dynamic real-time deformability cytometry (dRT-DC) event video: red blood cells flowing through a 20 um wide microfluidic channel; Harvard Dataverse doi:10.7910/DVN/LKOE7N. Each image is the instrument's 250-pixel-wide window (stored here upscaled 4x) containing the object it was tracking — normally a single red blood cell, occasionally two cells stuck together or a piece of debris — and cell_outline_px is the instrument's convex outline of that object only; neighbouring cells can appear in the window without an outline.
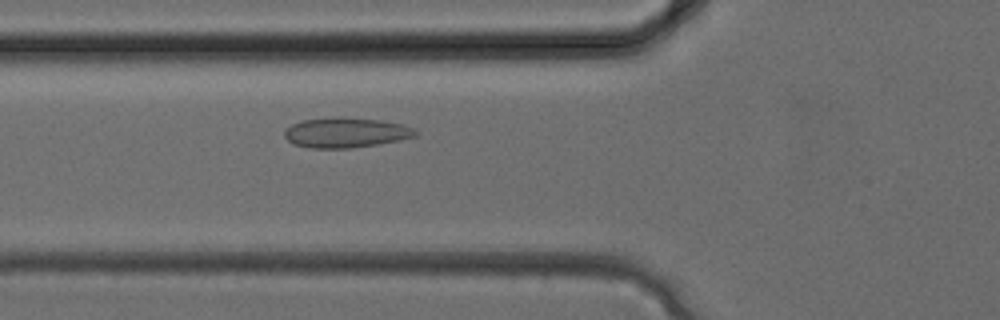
{"species": "common noctule bat (a hibernating species)", "species_latin": "Nyctalus noctula", "temperature_condition": "cold", "stored_images_in_passage": 31, "camera_frame_rate_fps": 3000, "um_per_image_px": 0.085, "animal": {"sex": "female", "body_mass_g": 24.6, "forearm_length_mm": 56.2}, "frame": {"image": 1, "passage_image": 11, "time_ms": 3.333, "image_size_px": [1000, 320], "cell_outline_px": [[420, 132], [416, 136], [400, 140], [352, 148], [312, 148], [292, 144], [284, 136], [284, 132], [292, 124], [304, 120], [336, 116], [340, 116], [380, 120], [404, 124]], "centroid_in_image_um": [29.42, 11.26], "position_along_channel_um": 96.4, "area_um2": 23.06}}
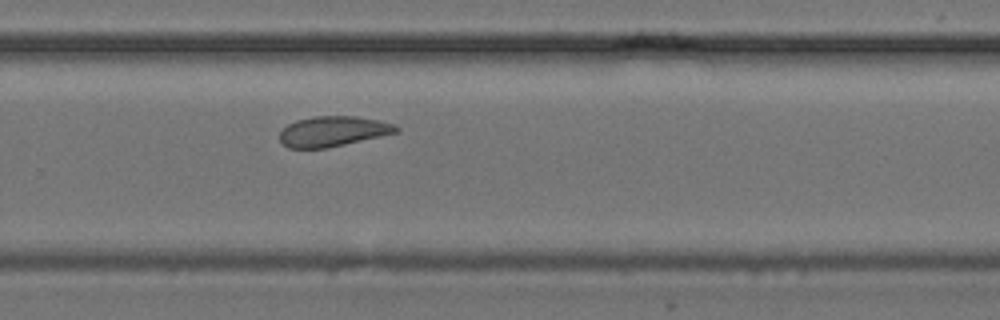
{"frame": {"image": 2, "passage_image": 21, "time_ms": 6.667, "image_size_px": [1000, 320], "cell_outline_px": [[400, 132], [328, 148], [288, 148], [280, 140], [280, 132], [288, 124], [296, 120], [316, 116], [356, 116], [380, 120], [392, 124], [400, 128]], "centroid_in_image_um": [28.33, 11.16], "position_along_channel_um": 301.5, "area_um2": 20.58}}
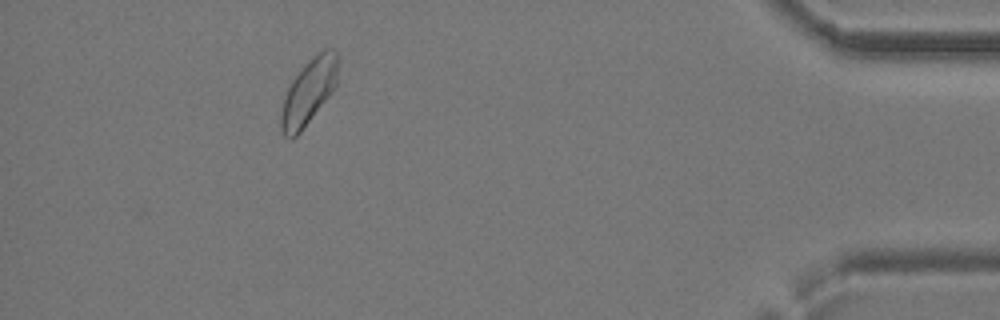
{"frame": {"image": 3, "passage_image": 29, "time_ms": 9.333, "image_size_px": [1000, 320], "cell_outline_px": [[336, 88], [300, 132], [292, 140], [284, 136], [280, 128], [280, 116], [284, 100], [288, 88], [292, 80], [304, 64], [312, 56], [324, 48], [332, 48], [336, 52]], "centroid_in_image_um": [26.22, 7.82], "position_along_channel_um": 409.0, "area_um2": 21.56}}